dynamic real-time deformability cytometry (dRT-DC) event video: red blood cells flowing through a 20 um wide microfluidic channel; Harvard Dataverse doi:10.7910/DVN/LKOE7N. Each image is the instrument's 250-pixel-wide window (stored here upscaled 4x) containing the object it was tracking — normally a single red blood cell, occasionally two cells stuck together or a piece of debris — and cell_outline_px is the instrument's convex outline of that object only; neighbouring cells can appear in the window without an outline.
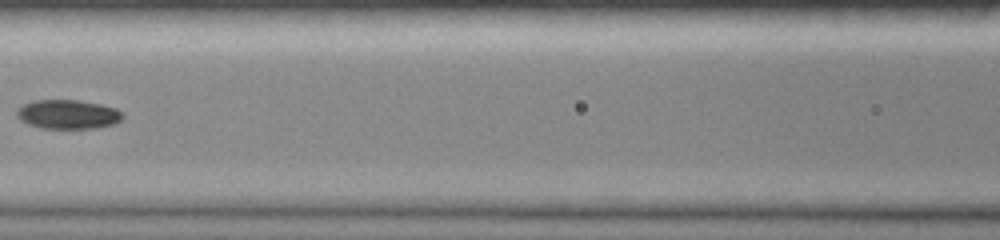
{"species": "common noctule bat (a hibernating species)", "species_latin": "Nyctalus noctula", "temperature_condition": "room temperature", "stored_images_in_passage": 22, "camera_frame_rate_fps": 3000, "um_per_image_px": 0.085, "animal": {"sex": "female", "body_mass_g": 19.0, "forearm_length_mm": 51.5}, "frame": {"image": 1, "passage_image": 11, "time_ms": 3.333, "image_size_px": [1000, 240], "cell_outline_px": [[124, 116], [116, 124], [96, 128], [40, 128], [28, 124], [20, 120], [16, 116], [16, 108], [32, 100], [76, 100], [100, 104], [116, 108]], "centroid_in_image_um": [5.74, 9.72], "position_along_channel_um": 160.9, "area_um2": 18.09}}
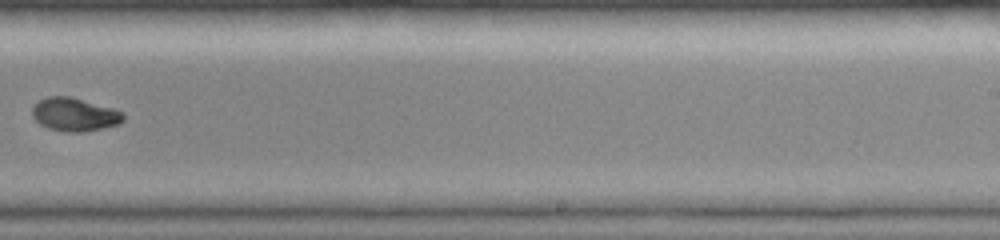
{"frame": {"image": 2, "passage_image": 16, "time_ms": 5.0, "image_size_px": [1000, 240], "cell_outline_px": [[124, 120], [120, 124], [80, 132], [68, 132], [48, 128], [40, 124], [32, 116], [32, 108], [40, 100], [48, 96], [72, 96], [112, 108], [124, 112]], "centroid_in_image_um": [6.35, 9.72], "position_along_channel_um": 282.7, "area_um2": 17.63}}
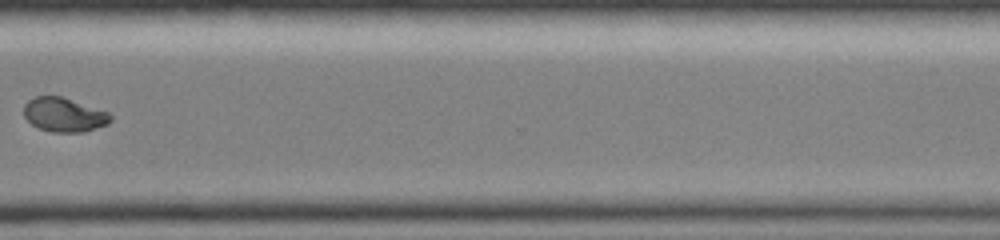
{"frame": {"image": 3, "passage_image": 19, "time_ms": 6.0, "image_size_px": [1000, 240], "cell_outline_px": [[112, 120], [108, 124], [84, 132], [52, 132], [40, 128], [32, 124], [24, 116], [24, 104], [28, 100], [36, 96], [60, 96], [108, 112], [112, 116]], "centroid_in_image_um": [5.44, 9.76], "position_along_channel_um": 365.2, "area_um2": 17.11}}